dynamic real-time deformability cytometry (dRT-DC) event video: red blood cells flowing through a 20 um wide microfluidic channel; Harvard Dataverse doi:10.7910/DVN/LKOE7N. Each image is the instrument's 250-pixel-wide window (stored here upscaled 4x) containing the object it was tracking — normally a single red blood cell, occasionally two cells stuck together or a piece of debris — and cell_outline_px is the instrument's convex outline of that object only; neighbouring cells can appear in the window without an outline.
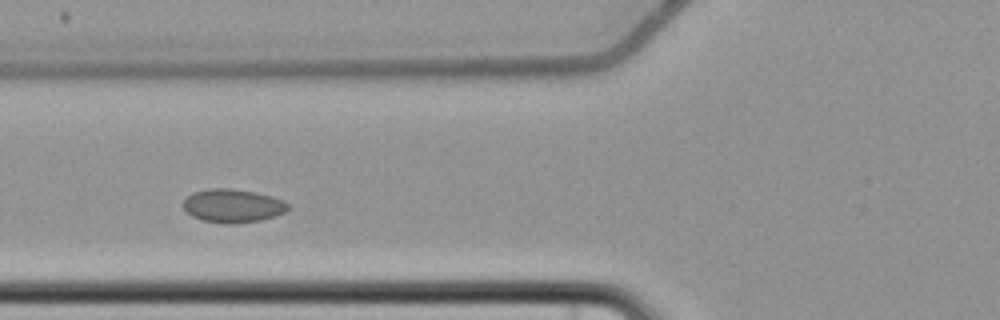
{"species": "common noctule bat (a hibernating species)", "species_latin": "Nyctalus noctula", "temperature_condition": "cold", "stored_images_in_passage": 5, "camera_frame_rate_fps": 3000, "um_per_image_px": 0.085, "animal": {"sex": "female", "body_mass_g": 22.7, "forearm_length_mm": 54.2}, "frame": {"image": 1, "passage_image": 4, "time_ms": 4.0, "image_size_px": [1000, 320], "cell_outline_px": [[292, 208], [284, 212], [260, 220], [228, 224], [200, 220], [192, 216], [184, 208], [184, 200], [192, 192], [208, 188], [232, 188], [256, 192], [272, 196], [284, 200], [292, 204]], "centroid_in_image_um": [19.82, 17.47], "position_along_channel_um": 106.0, "area_um2": 20.58}}
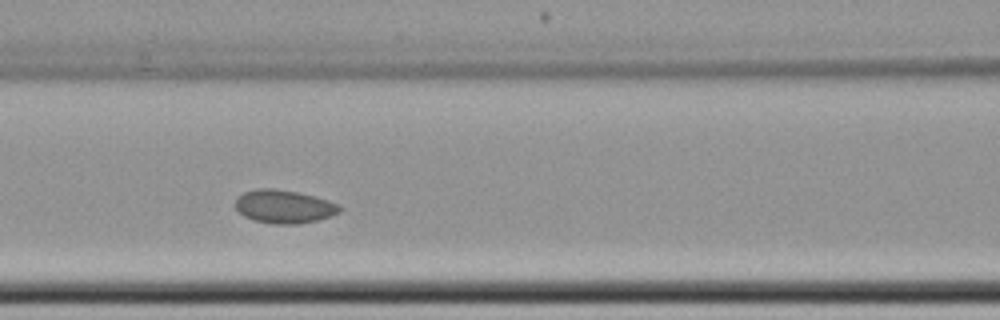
{"frame": {"image": 2, "passage_image": 5, "time_ms": 5.0, "image_size_px": [1000, 320], "cell_outline_px": [[340, 212], [316, 220], [296, 224], [276, 224], [252, 220], [244, 216], [236, 208], [236, 200], [244, 192], [256, 188], [272, 188], [296, 192], [328, 200], [340, 204]], "centroid_in_image_um": [24.13, 17.56], "position_along_channel_um": 142.5, "area_um2": 19.94}}